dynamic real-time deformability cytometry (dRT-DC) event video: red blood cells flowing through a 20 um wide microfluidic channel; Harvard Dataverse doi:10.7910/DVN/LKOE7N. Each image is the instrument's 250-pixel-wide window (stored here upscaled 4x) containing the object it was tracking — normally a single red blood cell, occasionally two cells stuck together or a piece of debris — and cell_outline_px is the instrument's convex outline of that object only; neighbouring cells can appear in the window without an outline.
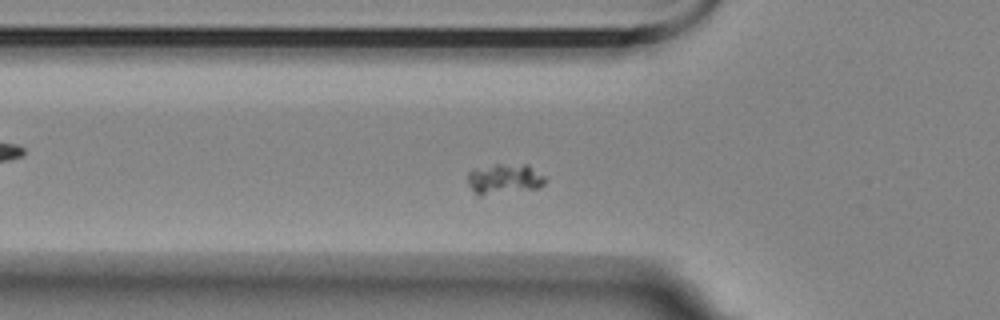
{"species": "Egyptian fruit bat (a non-hibernating species)", "species_latin": "Rousettus aegyptiacus", "temperature_condition": "room temperature", "stored_images_in_passage": 53, "segment_of_instrument_passage": [1, 2], "camera_frame_rate_fps": 3000, "um_per_image_px": 0.085, "animal": {"sex": "female"}, "frame": {"image": 1, "passage_image": 13, "time_ms": 4.0, "image_size_px": [1000, 320], "cell_outline_px": [[544, 184], [536, 188], [480, 196], [476, 196], [468, 184], [468, 172], [472, 168], [496, 164], [528, 164], [544, 176]], "centroid_in_image_um": [42.81, 15.2], "position_along_channel_um": 83.0, "area_um2": 13.81}}
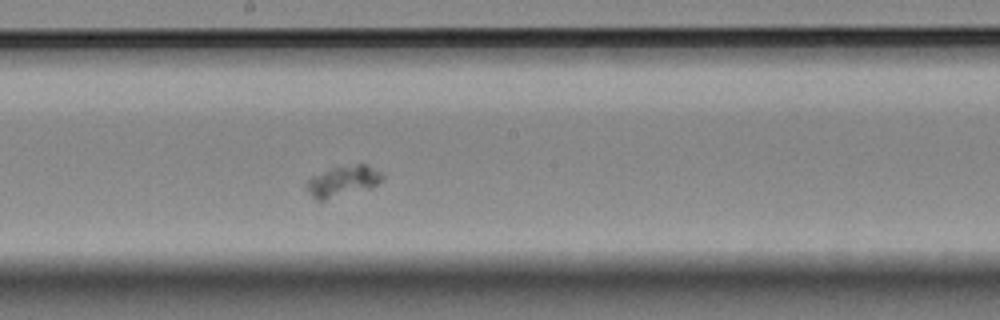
{"frame": {"image": 2, "passage_image": 25, "time_ms": 8.0, "image_size_px": [1000, 320], "cell_outline_px": [[384, 180], [372, 188], [324, 200], [316, 200], [308, 192], [304, 184], [308, 176], [332, 168], [356, 164], [368, 164], [380, 172], [384, 176]], "centroid_in_image_um": [29.12, 15.4], "position_along_channel_um": 219.1, "area_um2": 13.93}}
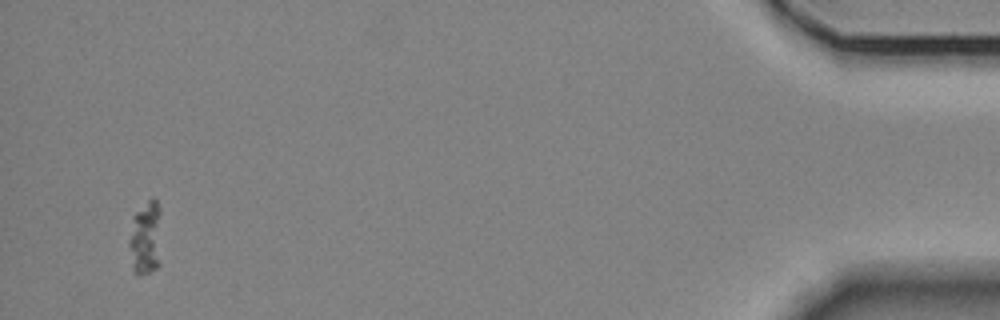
{"frame": {"image": 3, "passage_image": 50, "time_ms": 16.333, "image_size_px": [1000, 320], "cell_outline_px": [[160, 264], [156, 268], [140, 276], [132, 272], [128, 244], [128, 240], [132, 216], [152, 196], [156, 200], [160, 208]], "centroid_in_image_um": [12.35, 20.25], "position_along_channel_um": 422.9, "area_um2": 14.45}}